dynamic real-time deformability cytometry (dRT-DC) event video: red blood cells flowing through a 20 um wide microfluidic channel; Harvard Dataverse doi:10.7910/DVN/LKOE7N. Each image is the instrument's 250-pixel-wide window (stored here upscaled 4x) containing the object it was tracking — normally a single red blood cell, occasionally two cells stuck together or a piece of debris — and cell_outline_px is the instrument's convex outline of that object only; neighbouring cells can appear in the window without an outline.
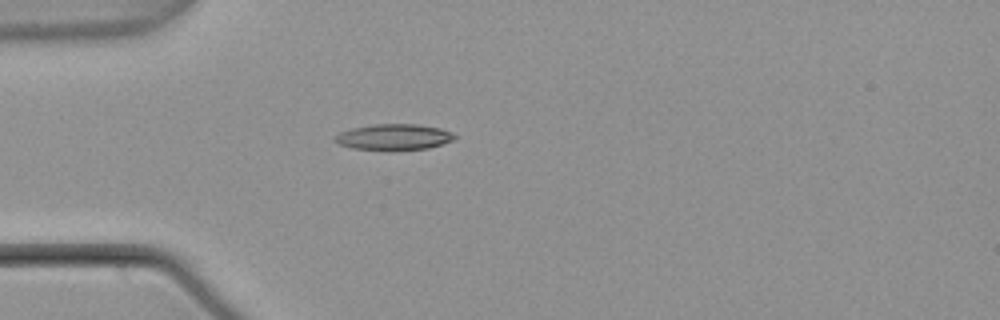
{"species": "common noctule bat (a hibernating species)", "species_latin": "Nyctalus noctula", "temperature_condition": "warm", "stored_images_in_passage": 6, "camera_frame_rate_fps": 3000, "um_per_image_px": 0.085, "animal": {"sex": "male", "body_mass_g": 21.5, "forearm_length_mm": 52.0}, "frame": {"image": 1, "passage_image": 5, "time_ms": 1.333, "image_size_px": [1000, 320], "cell_outline_px": [[456, 136], [452, 140], [428, 148], [352, 148], [340, 144], [332, 140], [340, 132], [352, 128], [372, 124], [416, 124], [440, 128], [452, 132]], "centroid_in_image_um": [33.47, 11.6], "position_along_channel_um": 51.5, "area_um2": 17.34}}